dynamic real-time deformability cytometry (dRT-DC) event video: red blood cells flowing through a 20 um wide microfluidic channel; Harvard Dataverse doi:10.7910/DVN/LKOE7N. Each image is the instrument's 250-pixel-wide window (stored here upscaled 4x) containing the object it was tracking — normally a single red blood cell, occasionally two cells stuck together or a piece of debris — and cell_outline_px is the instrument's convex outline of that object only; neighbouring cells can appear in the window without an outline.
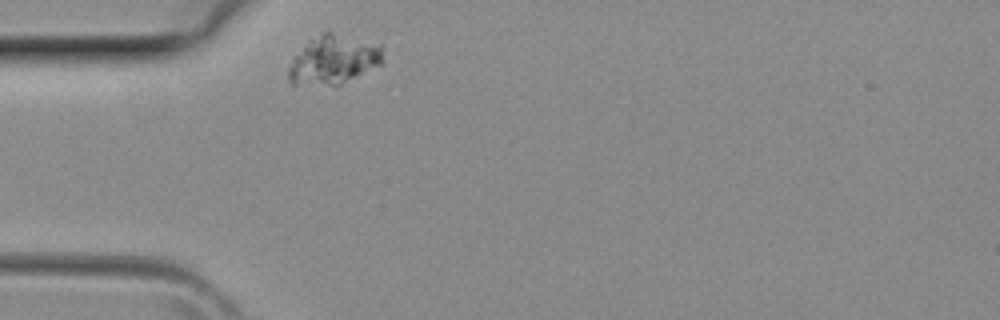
{"species": "common noctule bat (a hibernating species)", "species_latin": "Nyctalus noctula", "temperature_condition": "room temperature", "stored_images_in_passage": 23, "camera_frame_rate_fps": 3000, "um_per_image_px": 0.085, "animal": {"sex": "female", "body_mass_g": 29.2, "forearm_length_mm": 56.3}, "frame": {"image": 1, "passage_image": 1, "time_ms": 0.0, "image_size_px": [1000, 320], "cell_outline_px": [[384, 64], [336, 88], [292, 84], [288, 80], [288, 68], [292, 60], [308, 40], [320, 32], [328, 32], [384, 44]], "centroid_in_image_um": [28.41, 5.13], "position_along_channel_um": 56.6, "area_um2": 28.09}}
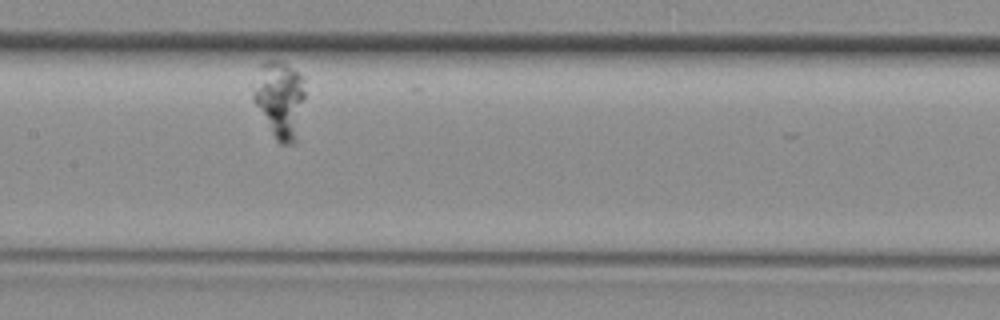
{"frame": {"image": 2, "passage_image": 10, "time_ms": 3.0, "image_size_px": [1000, 320], "cell_outline_px": [[304, 96], [296, 144], [280, 144], [276, 140], [252, 100], [252, 96], [260, 64], [268, 60], [276, 60], [300, 72], [304, 76]], "centroid_in_image_um": [23.79, 8.45], "position_along_channel_um": 183.6, "area_um2": 23.24}}
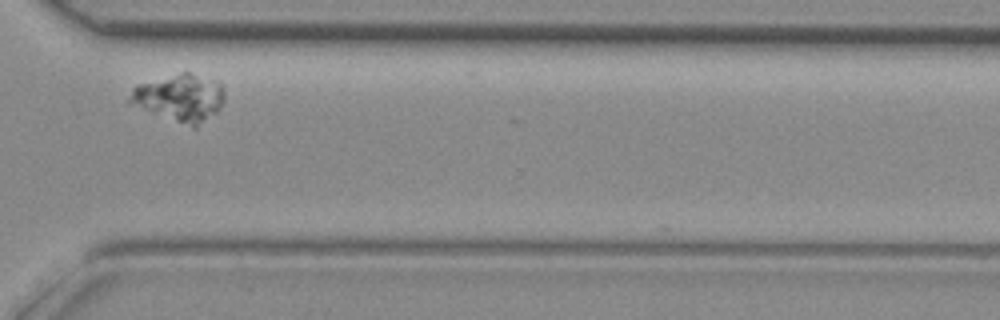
{"frame": {"image": 3, "passage_image": 21, "time_ms": 6.667, "image_size_px": [1000, 320], "cell_outline_px": [[224, 100], [220, 108], [216, 112], [196, 128], [192, 128], [128, 104], [128, 100], [132, 88], [136, 84], [180, 72], [192, 72], [216, 80], [224, 88]], "centroid_in_image_um": [15.27, 8.31], "position_along_channel_um": 355.3, "area_um2": 26.59}}